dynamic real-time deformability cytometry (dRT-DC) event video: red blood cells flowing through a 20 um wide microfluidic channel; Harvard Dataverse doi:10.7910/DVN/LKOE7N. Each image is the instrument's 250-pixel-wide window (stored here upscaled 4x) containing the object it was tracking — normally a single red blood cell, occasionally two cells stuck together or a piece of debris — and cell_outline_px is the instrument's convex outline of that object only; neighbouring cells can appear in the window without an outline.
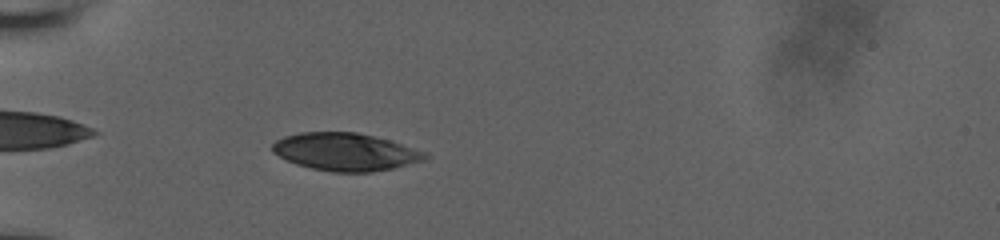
{"species": "human", "species_latin": "Homo sapiens", "temperature_condition": "room temperature", "stored_images_in_passage": 43, "camera_frame_rate_fps": 3000, "um_per_image_px": 0.085, "donor": {"sex": "male"}, "frame": {"image": 1, "passage_image": 7, "time_ms": 2.0, "image_size_px": [1000, 240], "cell_outline_px": [[428, 160], [392, 168], [372, 172], [332, 172], [312, 168], [296, 164], [272, 152], [272, 144], [276, 140], [284, 136], [300, 132], [356, 132], [388, 140], [424, 152], [428, 156]], "centroid_in_image_um": [29.34, 12.91], "position_along_channel_um": 55.7, "area_um2": 33.23}}
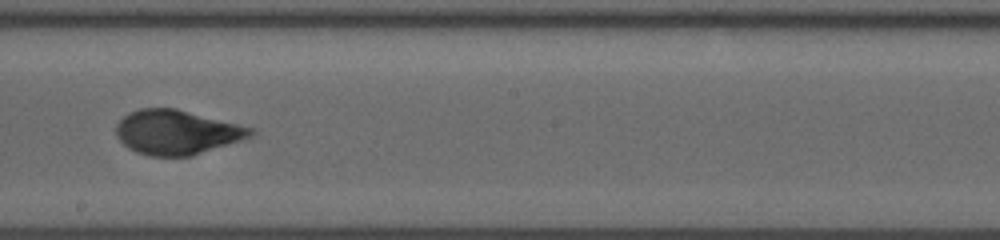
{"frame": {"image": 2, "passage_image": 22, "time_ms": 7.0, "image_size_px": [1000, 240], "cell_outline_px": [[256, 132], [252, 136], [192, 156], [148, 156], [136, 152], [128, 148], [116, 136], [116, 124], [124, 116], [140, 108], [176, 108], [256, 128]], "centroid_in_image_um": [15.04, 11.24], "position_along_channel_um": 233.2, "area_um2": 34.91}}
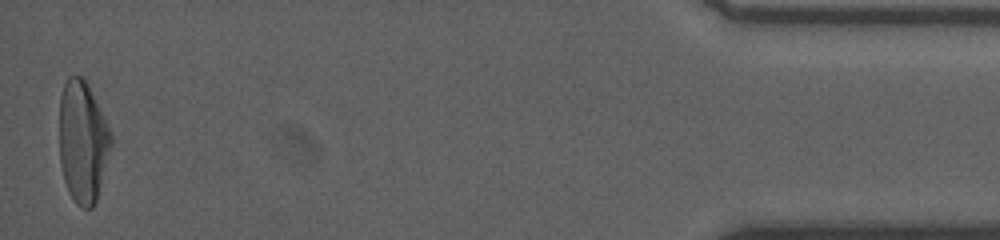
{"frame": {"image": 3, "passage_image": 43, "time_ms": 14.0, "image_size_px": [1000, 240], "cell_outline_px": [[112, 144], [96, 200], [92, 208], [80, 208], [76, 204], [68, 192], [64, 180], [60, 164], [60, 96], [64, 84], [68, 76], [80, 76], [88, 84], [112, 132]], "centroid_in_image_um": [7.03, 12.05], "position_along_channel_um": 428.2, "area_um2": 36.7}, "authors_computed_cell_mechanics": {"area_um2": 34.9112, "velocity_mm_per_s": 3.9121, "shape_relaxation_time_tau1_ms": 4.2421, "shape_relaxation_time_tau2_ms": null, "deformation_change_tau1": 0.1972, "deformation_change_tau2": null}}